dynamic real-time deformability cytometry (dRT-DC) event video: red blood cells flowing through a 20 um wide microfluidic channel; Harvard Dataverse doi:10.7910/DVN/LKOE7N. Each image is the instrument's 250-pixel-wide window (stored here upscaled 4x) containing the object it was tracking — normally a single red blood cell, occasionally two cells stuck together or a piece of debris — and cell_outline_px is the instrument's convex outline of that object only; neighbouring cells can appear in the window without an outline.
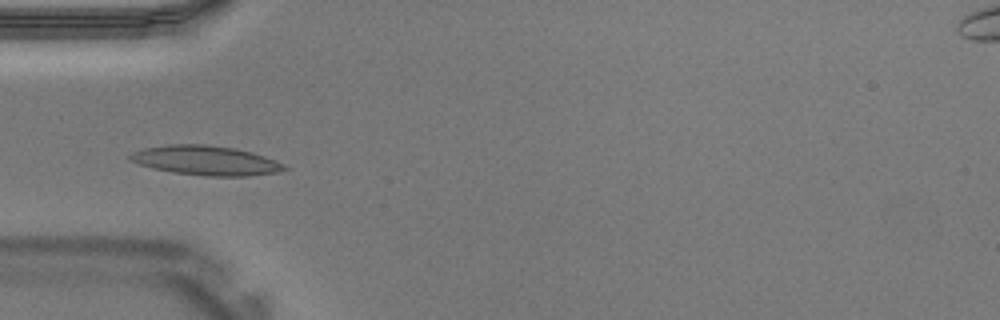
{"species": "Egyptian fruit bat (a non-hibernating species)", "species_latin": "Rousettus aegyptiacus", "temperature_condition": "warm", "stored_images_in_passage": 40, "camera_frame_rate_fps": 3000, "um_per_image_px": 0.085, "animal": {"sex": "male"}, "frame": {"image": 1, "passage_image": 12, "time_ms": 3.667, "image_size_px": [1000, 320], "cell_outline_px": [[288, 168], [276, 172], [248, 176], [204, 176], [172, 172], [152, 168], [140, 164], [132, 160], [128, 156], [132, 152], [144, 148], [168, 144], [204, 144], [236, 148], [252, 152], [276, 160], [284, 164]], "centroid_in_image_um": [17.5, 13.63], "position_along_channel_um": 67.5, "area_um2": 26.47}}
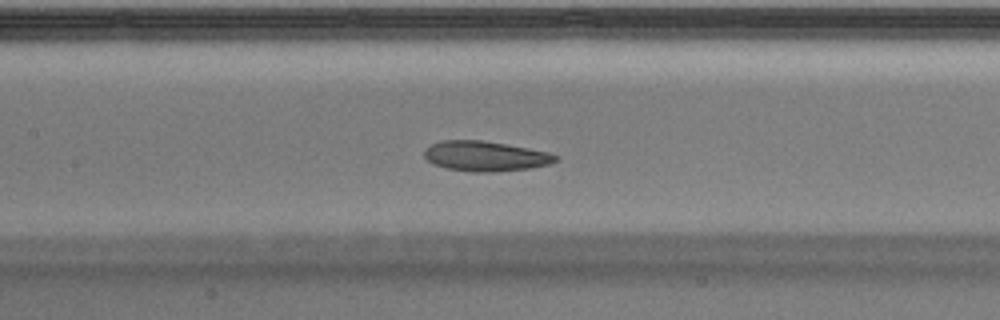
{"frame": {"image": 2, "passage_image": 18, "time_ms": 5.667, "image_size_px": [1000, 320], "cell_outline_px": [[560, 160], [548, 164], [532, 168], [492, 172], [472, 172], [448, 168], [432, 164], [424, 156], [424, 152], [432, 144], [440, 140], [480, 140], [528, 148], [548, 152], [560, 156]], "centroid_in_image_um": [41.29, 13.28], "position_along_channel_um": 166.1, "area_um2": 22.95}}